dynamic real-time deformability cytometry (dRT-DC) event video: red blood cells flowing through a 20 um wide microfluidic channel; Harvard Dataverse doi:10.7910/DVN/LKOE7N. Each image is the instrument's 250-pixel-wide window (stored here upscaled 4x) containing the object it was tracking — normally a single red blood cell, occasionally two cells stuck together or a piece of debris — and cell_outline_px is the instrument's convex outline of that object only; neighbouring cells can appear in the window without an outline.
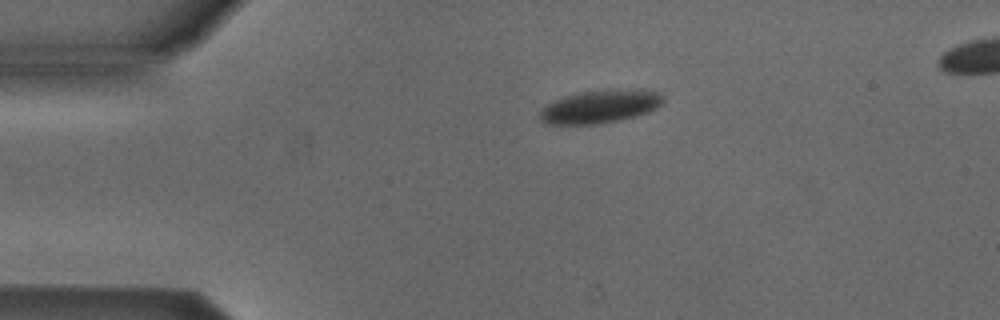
{"species": "Egyptian fruit bat (a non-hibernating species)", "species_latin": "Rousettus aegyptiacus", "temperature_condition": "cold", "stored_images_in_passage": 41, "camera_frame_rate_fps": 3000, "um_per_image_px": 0.085, "animal": {"sex": "male"}, "frame": {"image": 1, "passage_image": 3, "time_ms": 0.667, "image_size_px": [1000, 320], "cell_outline_px": [[664, 100], [656, 108], [648, 112], [616, 120], [596, 124], [544, 124], [540, 120], [540, 108], [552, 100], [564, 96], [580, 92], [608, 88], [640, 88], [660, 92], [664, 96]], "centroid_in_image_um": [51.0, 9.01], "position_along_channel_um": 34.0, "area_um2": 24.28}}
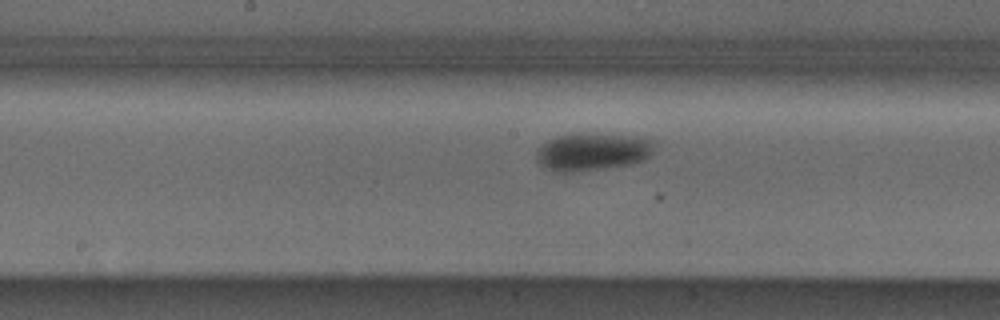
{"frame": {"image": 2, "passage_image": 19, "time_ms": 6.0, "image_size_px": [1000, 320], "cell_outline_px": [[656, 140], [652, 152], [644, 160], [632, 164], [568, 172], [560, 172], [544, 168], [536, 160], [536, 148], [548, 140], [556, 136], [576, 132], [596, 132], [644, 136]], "centroid_in_image_um": [50.38, 12.84], "position_along_channel_um": 197.8, "area_um2": 26.7}}
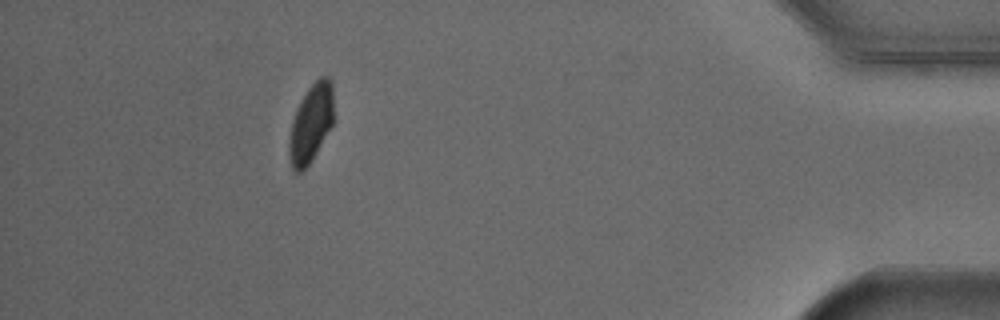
{"frame": {"image": 3, "passage_image": 40, "time_ms": 13.0, "image_size_px": [1000, 320], "cell_outline_px": [[332, 124], [308, 164], [300, 172], [296, 172], [292, 168], [288, 152], [288, 144], [292, 124], [296, 112], [308, 88], [320, 76], [328, 76], [332, 80]], "centroid_in_image_um": [26.42, 10.46], "position_along_channel_um": 408.8, "area_um2": 19.48}}